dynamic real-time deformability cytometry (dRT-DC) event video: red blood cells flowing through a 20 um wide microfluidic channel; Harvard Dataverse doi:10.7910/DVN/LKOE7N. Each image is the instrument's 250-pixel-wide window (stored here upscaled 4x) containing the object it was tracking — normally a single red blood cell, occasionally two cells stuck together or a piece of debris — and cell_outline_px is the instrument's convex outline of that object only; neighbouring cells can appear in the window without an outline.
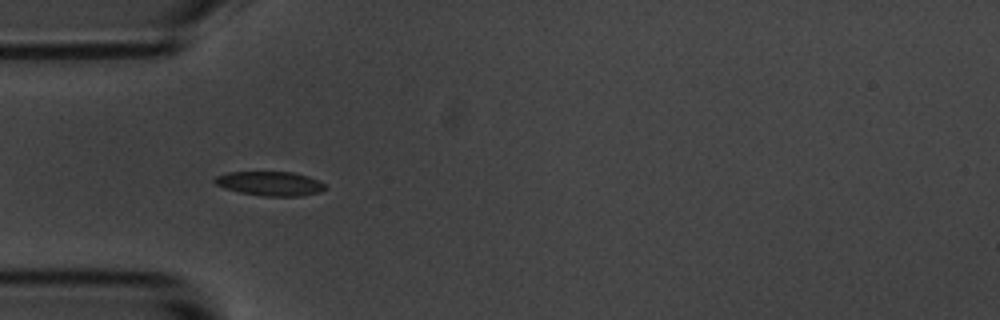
{"species": "common noctule bat (a hibernating species)", "species_latin": "Nyctalus noctula", "temperature_condition": "room temperature", "stored_images_in_passage": 11, "camera_frame_rate_fps": 3000, "um_per_image_px": 0.085, "animal": {"sex": "male", "body_mass_g": 20.1, "forearm_length_mm": 53.5}, "frame": {"image": 1, "passage_image": 4, "time_ms": 4.333, "image_size_px": [1000, 320], "cell_outline_px": [[328, 188], [320, 192], [300, 196], [264, 196], [240, 192], [224, 188], [216, 184], [212, 180], [216, 176], [228, 172], [292, 172], [308, 176], [324, 184]], "centroid_in_image_um": [22.95, 15.6], "position_along_channel_um": 62.1, "area_um2": 15.55}}
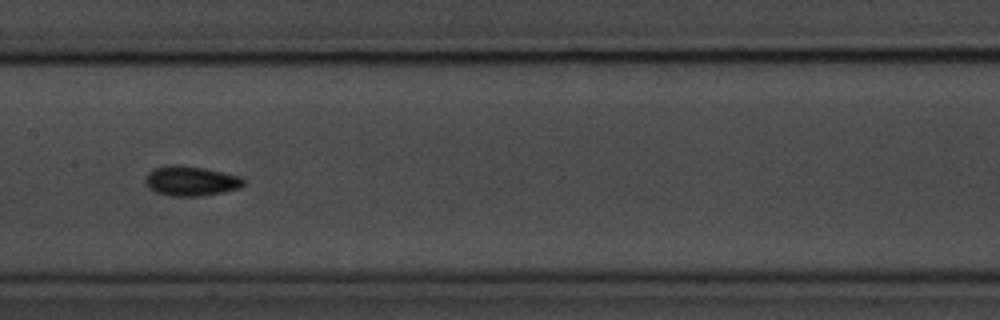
{"frame": {"image": 2, "passage_image": 7, "time_ms": 8.0, "image_size_px": [1000, 320], "cell_outline_px": [[248, 180], [240, 188], [200, 196], [172, 196], [156, 192], [148, 188], [144, 180], [148, 172], [156, 168], [168, 164], [180, 164], [204, 168], [240, 176]], "centroid_in_image_um": [16.22, 15.37], "position_along_channel_um": 191.2, "area_um2": 17.17}}
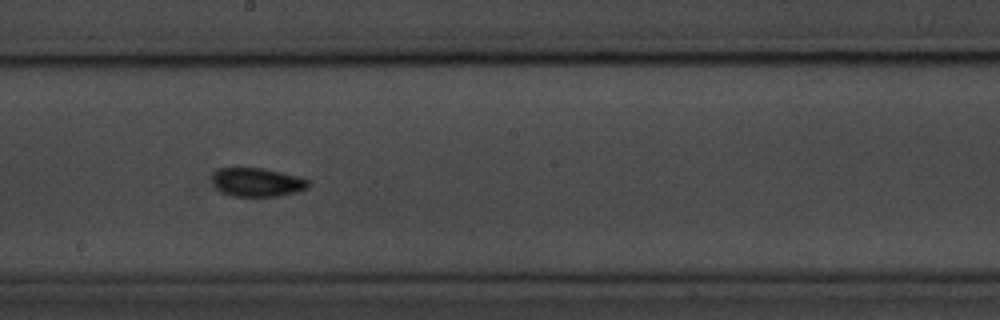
{"frame": {"image": 3, "passage_image": 8, "time_ms": 9.0, "image_size_px": [1000, 320], "cell_outline_px": [[312, 184], [308, 188], [296, 192], [276, 196], [232, 196], [220, 192], [216, 188], [212, 180], [212, 176], [220, 168], [264, 168], [304, 176], [312, 180]], "centroid_in_image_um": [21.96, 15.48], "position_along_channel_um": 226.2, "area_um2": 16.47}}